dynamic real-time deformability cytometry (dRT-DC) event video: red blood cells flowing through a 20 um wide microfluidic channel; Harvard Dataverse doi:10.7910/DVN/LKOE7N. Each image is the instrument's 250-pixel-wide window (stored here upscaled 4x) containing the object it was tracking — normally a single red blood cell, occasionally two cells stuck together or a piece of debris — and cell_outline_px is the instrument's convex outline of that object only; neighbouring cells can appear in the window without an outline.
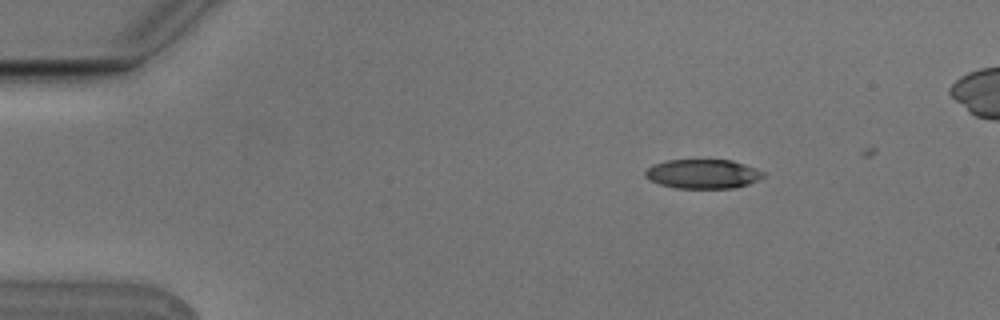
{"species": "Egyptian fruit bat (a non-hibernating species)", "species_latin": "Rousettus aegyptiacus", "temperature_condition": "cold", "stored_images_in_passage": 5, "camera_frame_rate_fps": 3000, "um_per_image_px": 0.085, "animal": {"sex": "male"}, "frame": {"image": 1, "passage_image": 1, "time_ms": 0.0, "image_size_px": [1000, 320], "cell_outline_px": [[764, 176], [748, 184], [736, 188], [676, 188], [660, 184], [648, 180], [644, 176], [644, 172], [652, 164], [664, 160], [732, 160], [744, 164], [764, 172]], "centroid_in_image_um": [59.69, 14.78], "position_along_channel_um": 25.3, "area_um2": 20.17}}